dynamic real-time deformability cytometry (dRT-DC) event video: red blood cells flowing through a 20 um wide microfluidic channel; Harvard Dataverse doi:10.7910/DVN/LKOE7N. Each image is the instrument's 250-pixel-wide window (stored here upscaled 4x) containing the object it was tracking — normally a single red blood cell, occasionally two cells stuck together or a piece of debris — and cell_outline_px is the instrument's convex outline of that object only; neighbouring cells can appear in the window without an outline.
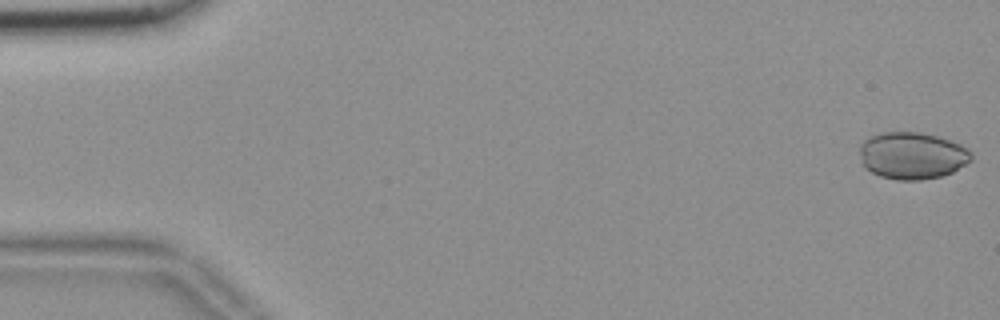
{"species": "common noctule bat (a hibernating species)", "species_latin": "Nyctalus noctula", "temperature_condition": "room temperature", "stored_images_in_passage": 53, "camera_frame_rate_fps": 3000, "um_per_image_px": 0.085, "animal": {"sex": "female", "body_mass_g": 18.4}, "frame": {"image": 1, "passage_image": 1, "time_ms": 0.0, "image_size_px": [1000, 320], "cell_outline_px": [[972, 160], [952, 172], [940, 176], [920, 180], [896, 180], [880, 176], [864, 168], [860, 152], [860, 144], [864, 140], [880, 132], [920, 132], [936, 136], [960, 144], [968, 148], [972, 152]], "centroid_in_image_um": [77.53, 13.22], "position_along_channel_um": 7.5, "area_um2": 30.58}}
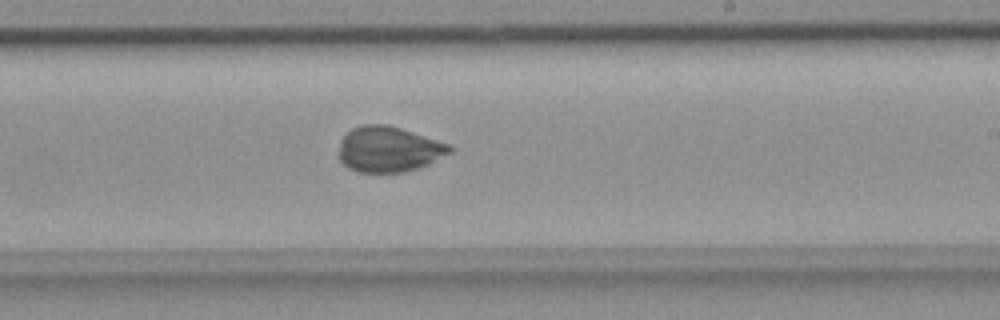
{"frame": {"image": 2, "passage_image": 33, "time_ms": 10.667, "image_size_px": [1000, 320], "cell_outline_px": [[452, 152], [428, 164], [404, 172], [356, 172], [348, 168], [340, 160], [336, 152], [340, 140], [352, 128], [364, 124], [388, 124], [448, 144], [452, 148]], "centroid_in_image_um": [32.98, 12.69], "position_along_channel_um": 256.0, "area_um2": 29.42}}
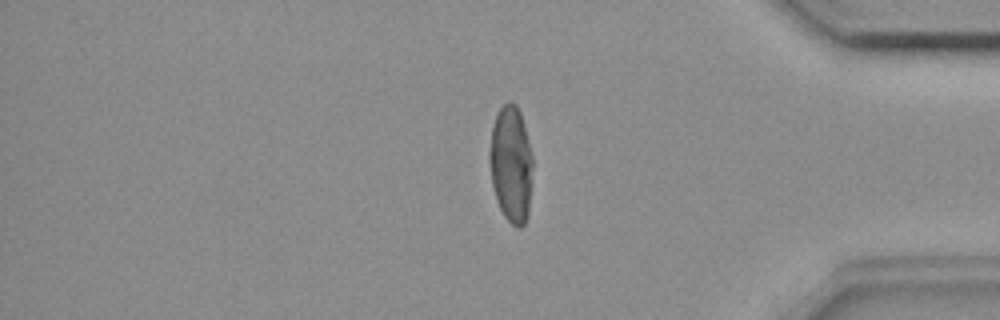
{"frame": {"image": 3, "passage_image": 46, "time_ms": 15.0, "image_size_px": [1000, 320], "cell_outline_px": [[532, 168], [528, 216], [524, 224], [520, 228], [516, 228], [504, 216], [496, 200], [492, 184], [488, 160], [488, 156], [492, 124], [500, 108], [508, 100], [512, 100], [516, 104], [520, 112], [532, 156]], "centroid_in_image_um": [43.41, 13.95], "position_along_channel_um": 391.8, "area_um2": 29.48}}